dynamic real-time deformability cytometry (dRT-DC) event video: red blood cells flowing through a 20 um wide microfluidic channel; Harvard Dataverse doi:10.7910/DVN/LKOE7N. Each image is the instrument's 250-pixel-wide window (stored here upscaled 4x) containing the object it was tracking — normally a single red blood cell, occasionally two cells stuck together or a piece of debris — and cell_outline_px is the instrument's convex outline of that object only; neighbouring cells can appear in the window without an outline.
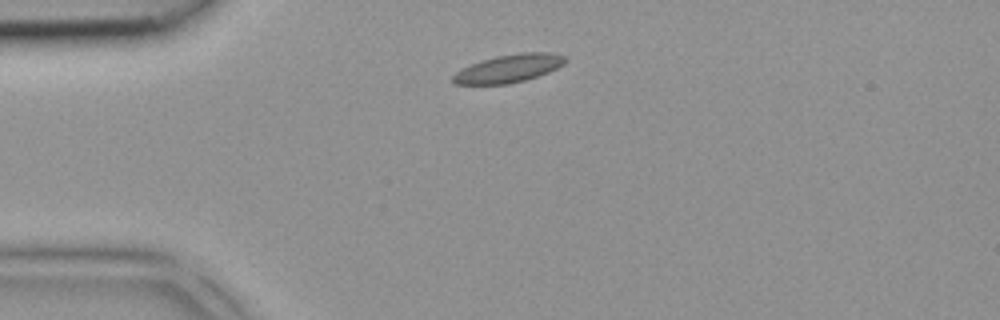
{"species": "common noctule bat (a hibernating species)", "species_latin": "Nyctalus noctula", "temperature_condition": "room temperature", "stored_images_in_passage": 2, "camera_frame_rate_fps": 3000, "um_per_image_px": 0.085, "animal": {"sex": "female", "body_mass_g": 18.4}, "frame": {"image": 1, "passage_image": 1, "time_ms": 0.0, "image_size_px": [1000, 320], "cell_outline_px": [[568, 60], [564, 64], [548, 72], [524, 80], [508, 84], [456, 84], [452, 80], [452, 76], [460, 68], [496, 56], [520, 52], [552, 52], [564, 56]], "centroid_in_image_um": [43.25, 5.81], "position_along_channel_um": 41.7, "area_um2": 18.21}}
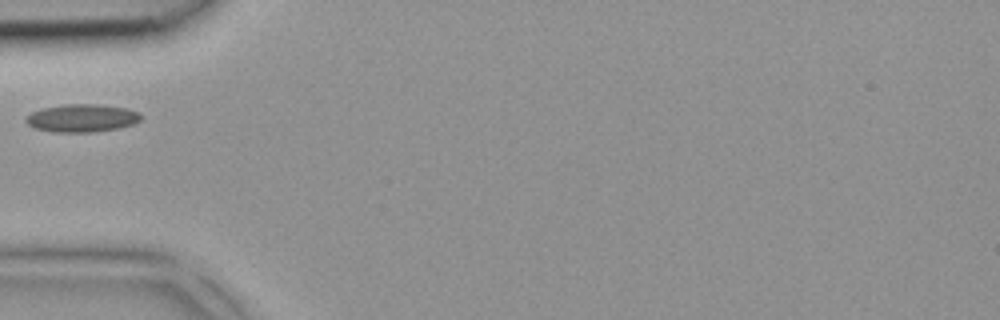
{"frame": {"image": 2, "passage_image": 2, "time_ms": 0.333, "image_size_px": [1000, 320], "cell_outline_px": [[140, 120], [132, 124], [120, 128], [92, 132], [52, 132], [36, 128], [28, 124], [24, 120], [24, 116], [40, 108], [64, 104], [100, 104], [128, 108], [140, 112]], "centroid_in_image_um": [6.94, 10.02], "position_along_channel_um": 78.1, "area_um2": 18.9}}